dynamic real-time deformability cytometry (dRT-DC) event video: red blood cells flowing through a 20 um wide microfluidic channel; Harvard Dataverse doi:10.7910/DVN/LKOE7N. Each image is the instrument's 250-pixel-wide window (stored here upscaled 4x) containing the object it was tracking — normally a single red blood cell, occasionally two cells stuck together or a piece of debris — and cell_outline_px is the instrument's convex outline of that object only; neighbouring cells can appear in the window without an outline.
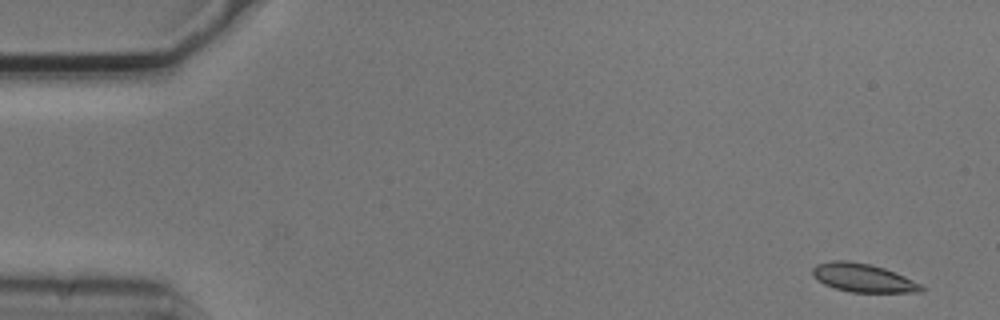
{"species": "common noctule bat (a hibernating species)", "species_latin": "Nyctalus noctula", "temperature_condition": "cold", "stored_images_in_passage": 5, "camera_frame_rate_fps": 3000, "um_per_image_px": 0.085, "animal": {"sex": "male", "body_mass_g": 20.5, "forearm_length_mm": 52.5}, "frame": {"image": 1, "passage_image": 1, "time_ms": 0.0, "image_size_px": [1000, 320], "cell_outline_px": [[924, 292], [852, 292], [836, 288], [824, 284], [816, 280], [812, 276], [812, 268], [816, 264], [832, 260], [848, 260], [868, 264], [884, 268], [904, 276], [920, 284], [924, 288]], "centroid_in_image_um": [73.31, 23.61], "position_along_channel_um": 11.7, "area_um2": 17.98}}
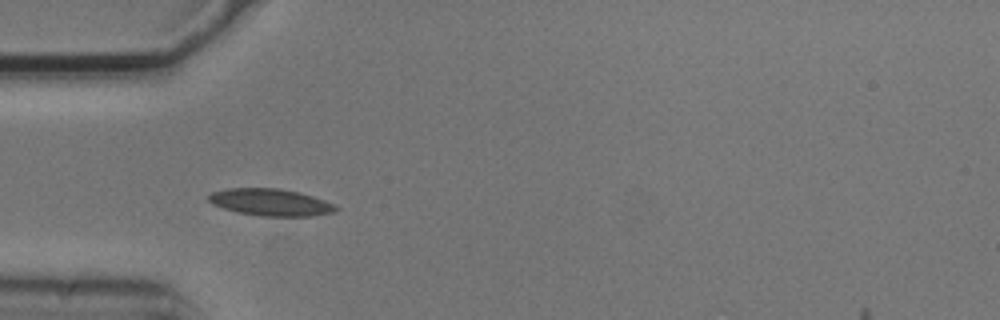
{"frame": {"image": 2, "passage_image": 5, "time_ms": 1.333, "image_size_px": [1000, 320], "cell_outline_px": [[340, 208], [336, 212], [308, 216], [256, 216], [236, 212], [212, 204], [208, 200], [208, 196], [212, 192], [228, 188], [280, 188], [300, 192], [324, 200]], "centroid_in_image_um": [22.99, 17.19], "position_along_channel_um": 62.0, "area_um2": 20.11}}